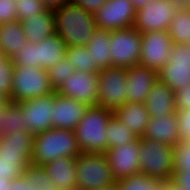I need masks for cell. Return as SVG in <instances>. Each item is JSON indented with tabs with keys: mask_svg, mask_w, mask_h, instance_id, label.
<instances>
[{
	"mask_svg": "<svg viewBox=\"0 0 190 190\" xmlns=\"http://www.w3.org/2000/svg\"><path fill=\"white\" fill-rule=\"evenodd\" d=\"M21 23L26 39L29 42H41L56 32L54 12L51 10L26 18Z\"/></svg>",
	"mask_w": 190,
	"mask_h": 190,
	"instance_id": "cb8c5ba5",
	"label": "cell"
},
{
	"mask_svg": "<svg viewBox=\"0 0 190 190\" xmlns=\"http://www.w3.org/2000/svg\"><path fill=\"white\" fill-rule=\"evenodd\" d=\"M65 58L71 62L73 68L81 72L98 71L92 65V57L86 46L67 47Z\"/></svg>",
	"mask_w": 190,
	"mask_h": 190,
	"instance_id": "4dcf8cb0",
	"label": "cell"
},
{
	"mask_svg": "<svg viewBox=\"0 0 190 190\" xmlns=\"http://www.w3.org/2000/svg\"><path fill=\"white\" fill-rule=\"evenodd\" d=\"M9 190H32V185L21 176L12 181Z\"/></svg>",
	"mask_w": 190,
	"mask_h": 190,
	"instance_id": "7bdbcfd3",
	"label": "cell"
},
{
	"mask_svg": "<svg viewBox=\"0 0 190 190\" xmlns=\"http://www.w3.org/2000/svg\"><path fill=\"white\" fill-rule=\"evenodd\" d=\"M17 9L15 0H0V24L4 22H16Z\"/></svg>",
	"mask_w": 190,
	"mask_h": 190,
	"instance_id": "74e56055",
	"label": "cell"
},
{
	"mask_svg": "<svg viewBox=\"0 0 190 190\" xmlns=\"http://www.w3.org/2000/svg\"><path fill=\"white\" fill-rule=\"evenodd\" d=\"M12 181L9 179H0V190H9V186H11Z\"/></svg>",
	"mask_w": 190,
	"mask_h": 190,
	"instance_id": "7dc6e473",
	"label": "cell"
},
{
	"mask_svg": "<svg viewBox=\"0 0 190 190\" xmlns=\"http://www.w3.org/2000/svg\"><path fill=\"white\" fill-rule=\"evenodd\" d=\"M26 133L22 123V109L14 102L8 101L4 105L1 116L0 135H13V133Z\"/></svg>",
	"mask_w": 190,
	"mask_h": 190,
	"instance_id": "83f0119b",
	"label": "cell"
},
{
	"mask_svg": "<svg viewBox=\"0 0 190 190\" xmlns=\"http://www.w3.org/2000/svg\"><path fill=\"white\" fill-rule=\"evenodd\" d=\"M135 9L139 10L141 9L144 5H146L148 2L152 0H131Z\"/></svg>",
	"mask_w": 190,
	"mask_h": 190,
	"instance_id": "bcb514c9",
	"label": "cell"
},
{
	"mask_svg": "<svg viewBox=\"0 0 190 190\" xmlns=\"http://www.w3.org/2000/svg\"><path fill=\"white\" fill-rule=\"evenodd\" d=\"M88 106L66 96L56 93L53 109L52 128L75 130L87 111Z\"/></svg>",
	"mask_w": 190,
	"mask_h": 190,
	"instance_id": "d6986e66",
	"label": "cell"
},
{
	"mask_svg": "<svg viewBox=\"0 0 190 190\" xmlns=\"http://www.w3.org/2000/svg\"><path fill=\"white\" fill-rule=\"evenodd\" d=\"M140 173L160 180H170L174 174L175 147L140 138Z\"/></svg>",
	"mask_w": 190,
	"mask_h": 190,
	"instance_id": "5b68a950",
	"label": "cell"
},
{
	"mask_svg": "<svg viewBox=\"0 0 190 190\" xmlns=\"http://www.w3.org/2000/svg\"><path fill=\"white\" fill-rule=\"evenodd\" d=\"M75 71L76 69L72 67L71 62L66 58L47 69V74L53 89L56 91L69 75H72Z\"/></svg>",
	"mask_w": 190,
	"mask_h": 190,
	"instance_id": "d6a6232c",
	"label": "cell"
},
{
	"mask_svg": "<svg viewBox=\"0 0 190 190\" xmlns=\"http://www.w3.org/2000/svg\"><path fill=\"white\" fill-rule=\"evenodd\" d=\"M174 171L190 172V141L175 146Z\"/></svg>",
	"mask_w": 190,
	"mask_h": 190,
	"instance_id": "d590c367",
	"label": "cell"
},
{
	"mask_svg": "<svg viewBox=\"0 0 190 190\" xmlns=\"http://www.w3.org/2000/svg\"><path fill=\"white\" fill-rule=\"evenodd\" d=\"M110 45V31L97 29L86 47L92 57V65L100 71L112 67Z\"/></svg>",
	"mask_w": 190,
	"mask_h": 190,
	"instance_id": "484cf974",
	"label": "cell"
},
{
	"mask_svg": "<svg viewBox=\"0 0 190 190\" xmlns=\"http://www.w3.org/2000/svg\"><path fill=\"white\" fill-rule=\"evenodd\" d=\"M137 10L131 0H107L101 9L95 12L98 29L119 30L134 25Z\"/></svg>",
	"mask_w": 190,
	"mask_h": 190,
	"instance_id": "9a60e30c",
	"label": "cell"
},
{
	"mask_svg": "<svg viewBox=\"0 0 190 190\" xmlns=\"http://www.w3.org/2000/svg\"><path fill=\"white\" fill-rule=\"evenodd\" d=\"M34 136L30 132L0 135V157L8 161H19L25 168L32 164Z\"/></svg>",
	"mask_w": 190,
	"mask_h": 190,
	"instance_id": "ac0fdd59",
	"label": "cell"
},
{
	"mask_svg": "<svg viewBox=\"0 0 190 190\" xmlns=\"http://www.w3.org/2000/svg\"><path fill=\"white\" fill-rule=\"evenodd\" d=\"M107 0H71L76 5H79L82 9L94 13L102 8Z\"/></svg>",
	"mask_w": 190,
	"mask_h": 190,
	"instance_id": "60d3db41",
	"label": "cell"
},
{
	"mask_svg": "<svg viewBox=\"0 0 190 190\" xmlns=\"http://www.w3.org/2000/svg\"><path fill=\"white\" fill-rule=\"evenodd\" d=\"M142 33L133 26L110 31L112 67H133L141 58Z\"/></svg>",
	"mask_w": 190,
	"mask_h": 190,
	"instance_id": "ba28073f",
	"label": "cell"
},
{
	"mask_svg": "<svg viewBox=\"0 0 190 190\" xmlns=\"http://www.w3.org/2000/svg\"><path fill=\"white\" fill-rule=\"evenodd\" d=\"M175 100V92L158 79L146 97L144 105L150 117H162V115L167 116L176 111Z\"/></svg>",
	"mask_w": 190,
	"mask_h": 190,
	"instance_id": "7402d4cb",
	"label": "cell"
},
{
	"mask_svg": "<svg viewBox=\"0 0 190 190\" xmlns=\"http://www.w3.org/2000/svg\"><path fill=\"white\" fill-rule=\"evenodd\" d=\"M27 39L20 21L0 24V53L12 58Z\"/></svg>",
	"mask_w": 190,
	"mask_h": 190,
	"instance_id": "d4e9b609",
	"label": "cell"
},
{
	"mask_svg": "<svg viewBox=\"0 0 190 190\" xmlns=\"http://www.w3.org/2000/svg\"><path fill=\"white\" fill-rule=\"evenodd\" d=\"M159 79L174 92L190 85V43L173 45L168 62L159 71Z\"/></svg>",
	"mask_w": 190,
	"mask_h": 190,
	"instance_id": "5bb4252c",
	"label": "cell"
},
{
	"mask_svg": "<svg viewBox=\"0 0 190 190\" xmlns=\"http://www.w3.org/2000/svg\"><path fill=\"white\" fill-rule=\"evenodd\" d=\"M140 138L120 147L108 149L105 153L115 181L140 174Z\"/></svg>",
	"mask_w": 190,
	"mask_h": 190,
	"instance_id": "2e32d148",
	"label": "cell"
},
{
	"mask_svg": "<svg viewBox=\"0 0 190 190\" xmlns=\"http://www.w3.org/2000/svg\"><path fill=\"white\" fill-rule=\"evenodd\" d=\"M16 9L17 19L20 22L26 18L38 15L47 10L41 0H17Z\"/></svg>",
	"mask_w": 190,
	"mask_h": 190,
	"instance_id": "e575fe53",
	"label": "cell"
},
{
	"mask_svg": "<svg viewBox=\"0 0 190 190\" xmlns=\"http://www.w3.org/2000/svg\"><path fill=\"white\" fill-rule=\"evenodd\" d=\"M8 101V98L0 92V106H4Z\"/></svg>",
	"mask_w": 190,
	"mask_h": 190,
	"instance_id": "f907efd6",
	"label": "cell"
},
{
	"mask_svg": "<svg viewBox=\"0 0 190 190\" xmlns=\"http://www.w3.org/2000/svg\"><path fill=\"white\" fill-rule=\"evenodd\" d=\"M4 106H0V126H1V116L3 113Z\"/></svg>",
	"mask_w": 190,
	"mask_h": 190,
	"instance_id": "816d5d0a",
	"label": "cell"
},
{
	"mask_svg": "<svg viewBox=\"0 0 190 190\" xmlns=\"http://www.w3.org/2000/svg\"><path fill=\"white\" fill-rule=\"evenodd\" d=\"M66 49L64 40L55 32L38 43L27 41L23 44L21 51H17L11 59L14 67L28 65L49 69L65 58Z\"/></svg>",
	"mask_w": 190,
	"mask_h": 190,
	"instance_id": "277c9868",
	"label": "cell"
},
{
	"mask_svg": "<svg viewBox=\"0 0 190 190\" xmlns=\"http://www.w3.org/2000/svg\"><path fill=\"white\" fill-rule=\"evenodd\" d=\"M113 114L138 138H142L151 118L144 103L140 102H126L116 108Z\"/></svg>",
	"mask_w": 190,
	"mask_h": 190,
	"instance_id": "603a6c76",
	"label": "cell"
},
{
	"mask_svg": "<svg viewBox=\"0 0 190 190\" xmlns=\"http://www.w3.org/2000/svg\"><path fill=\"white\" fill-rule=\"evenodd\" d=\"M77 190H97L115 183L103 153L81 152L76 157Z\"/></svg>",
	"mask_w": 190,
	"mask_h": 190,
	"instance_id": "52a82bcc",
	"label": "cell"
},
{
	"mask_svg": "<svg viewBox=\"0 0 190 190\" xmlns=\"http://www.w3.org/2000/svg\"><path fill=\"white\" fill-rule=\"evenodd\" d=\"M127 68L109 67L99 71V105L110 110L123 106L126 97Z\"/></svg>",
	"mask_w": 190,
	"mask_h": 190,
	"instance_id": "8fae6325",
	"label": "cell"
},
{
	"mask_svg": "<svg viewBox=\"0 0 190 190\" xmlns=\"http://www.w3.org/2000/svg\"><path fill=\"white\" fill-rule=\"evenodd\" d=\"M25 167L19 161H8L0 157V179L11 181L22 176Z\"/></svg>",
	"mask_w": 190,
	"mask_h": 190,
	"instance_id": "8d00e7d4",
	"label": "cell"
},
{
	"mask_svg": "<svg viewBox=\"0 0 190 190\" xmlns=\"http://www.w3.org/2000/svg\"><path fill=\"white\" fill-rule=\"evenodd\" d=\"M167 32L175 45L190 43V6H180L169 23Z\"/></svg>",
	"mask_w": 190,
	"mask_h": 190,
	"instance_id": "4316f807",
	"label": "cell"
},
{
	"mask_svg": "<svg viewBox=\"0 0 190 190\" xmlns=\"http://www.w3.org/2000/svg\"><path fill=\"white\" fill-rule=\"evenodd\" d=\"M80 153L74 131L51 128L34 136L31 161L43 166L57 158H76Z\"/></svg>",
	"mask_w": 190,
	"mask_h": 190,
	"instance_id": "7a4b0ae2",
	"label": "cell"
},
{
	"mask_svg": "<svg viewBox=\"0 0 190 190\" xmlns=\"http://www.w3.org/2000/svg\"><path fill=\"white\" fill-rule=\"evenodd\" d=\"M43 168L52 183L61 190H77L76 158H57Z\"/></svg>",
	"mask_w": 190,
	"mask_h": 190,
	"instance_id": "44dd1931",
	"label": "cell"
},
{
	"mask_svg": "<svg viewBox=\"0 0 190 190\" xmlns=\"http://www.w3.org/2000/svg\"><path fill=\"white\" fill-rule=\"evenodd\" d=\"M22 177L31 183L32 190H61L52 183L43 166L30 164L24 169Z\"/></svg>",
	"mask_w": 190,
	"mask_h": 190,
	"instance_id": "f546056e",
	"label": "cell"
},
{
	"mask_svg": "<svg viewBox=\"0 0 190 190\" xmlns=\"http://www.w3.org/2000/svg\"><path fill=\"white\" fill-rule=\"evenodd\" d=\"M97 190H118V187H117V184L115 182V183L111 184L110 186L102 187V188L97 189Z\"/></svg>",
	"mask_w": 190,
	"mask_h": 190,
	"instance_id": "681fc988",
	"label": "cell"
},
{
	"mask_svg": "<svg viewBox=\"0 0 190 190\" xmlns=\"http://www.w3.org/2000/svg\"><path fill=\"white\" fill-rule=\"evenodd\" d=\"M172 180L183 190H190V172L174 171Z\"/></svg>",
	"mask_w": 190,
	"mask_h": 190,
	"instance_id": "b9f144b4",
	"label": "cell"
},
{
	"mask_svg": "<svg viewBox=\"0 0 190 190\" xmlns=\"http://www.w3.org/2000/svg\"><path fill=\"white\" fill-rule=\"evenodd\" d=\"M54 12L56 33L64 40L67 47L86 46L98 29L94 13L69 2Z\"/></svg>",
	"mask_w": 190,
	"mask_h": 190,
	"instance_id": "6da1fadb",
	"label": "cell"
},
{
	"mask_svg": "<svg viewBox=\"0 0 190 190\" xmlns=\"http://www.w3.org/2000/svg\"><path fill=\"white\" fill-rule=\"evenodd\" d=\"M175 110L190 109V85L175 91Z\"/></svg>",
	"mask_w": 190,
	"mask_h": 190,
	"instance_id": "ab89813d",
	"label": "cell"
},
{
	"mask_svg": "<svg viewBox=\"0 0 190 190\" xmlns=\"http://www.w3.org/2000/svg\"><path fill=\"white\" fill-rule=\"evenodd\" d=\"M108 149L113 147H120L130 142L135 141L138 137L125 126L121 121L114 116L108 120V126L106 130Z\"/></svg>",
	"mask_w": 190,
	"mask_h": 190,
	"instance_id": "f1b7e54d",
	"label": "cell"
},
{
	"mask_svg": "<svg viewBox=\"0 0 190 190\" xmlns=\"http://www.w3.org/2000/svg\"><path fill=\"white\" fill-rule=\"evenodd\" d=\"M99 71L76 70L55 91L56 93L82 102L87 106L99 105Z\"/></svg>",
	"mask_w": 190,
	"mask_h": 190,
	"instance_id": "7c38bea8",
	"label": "cell"
},
{
	"mask_svg": "<svg viewBox=\"0 0 190 190\" xmlns=\"http://www.w3.org/2000/svg\"><path fill=\"white\" fill-rule=\"evenodd\" d=\"M10 102L19 103L55 92L47 74V69L14 67Z\"/></svg>",
	"mask_w": 190,
	"mask_h": 190,
	"instance_id": "8992f818",
	"label": "cell"
},
{
	"mask_svg": "<svg viewBox=\"0 0 190 190\" xmlns=\"http://www.w3.org/2000/svg\"><path fill=\"white\" fill-rule=\"evenodd\" d=\"M159 79V72L136 65L127 68L126 97L127 102L144 103L151 88Z\"/></svg>",
	"mask_w": 190,
	"mask_h": 190,
	"instance_id": "e0dca14e",
	"label": "cell"
},
{
	"mask_svg": "<svg viewBox=\"0 0 190 190\" xmlns=\"http://www.w3.org/2000/svg\"><path fill=\"white\" fill-rule=\"evenodd\" d=\"M142 139L161 142L175 147L182 139L179 135L176 111L162 117H151Z\"/></svg>",
	"mask_w": 190,
	"mask_h": 190,
	"instance_id": "ffe728a7",
	"label": "cell"
},
{
	"mask_svg": "<svg viewBox=\"0 0 190 190\" xmlns=\"http://www.w3.org/2000/svg\"><path fill=\"white\" fill-rule=\"evenodd\" d=\"M179 6H190V0H173Z\"/></svg>",
	"mask_w": 190,
	"mask_h": 190,
	"instance_id": "c3c4849f",
	"label": "cell"
},
{
	"mask_svg": "<svg viewBox=\"0 0 190 190\" xmlns=\"http://www.w3.org/2000/svg\"><path fill=\"white\" fill-rule=\"evenodd\" d=\"M56 92L17 103L22 109V123L33 136L52 128Z\"/></svg>",
	"mask_w": 190,
	"mask_h": 190,
	"instance_id": "9c48e42d",
	"label": "cell"
},
{
	"mask_svg": "<svg viewBox=\"0 0 190 190\" xmlns=\"http://www.w3.org/2000/svg\"><path fill=\"white\" fill-rule=\"evenodd\" d=\"M118 190H160V179L143 174L133 175L116 181Z\"/></svg>",
	"mask_w": 190,
	"mask_h": 190,
	"instance_id": "1f68e13d",
	"label": "cell"
},
{
	"mask_svg": "<svg viewBox=\"0 0 190 190\" xmlns=\"http://www.w3.org/2000/svg\"><path fill=\"white\" fill-rule=\"evenodd\" d=\"M14 63L10 57L0 53V92L10 101Z\"/></svg>",
	"mask_w": 190,
	"mask_h": 190,
	"instance_id": "836d02e7",
	"label": "cell"
},
{
	"mask_svg": "<svg viewBox=\"0 0 190 190\" xmlns=\"http://www.w3.org/2000/svg\"><path fill=\"white\" fill-rule=\"evenodd\" d=\"M179 135L183 141L190 140V109L176 111Z\"/></svg>",
	"mask_w": 190,
	"mask_h": 190,
	"instance_id": "f35d334b",
	"label": "cell"
},
{
	"mask_svg": "<svg viewBox=\"0 0 190 190\" xmlns=\"http://www.w3.org/2000/svg\"><path fill=\"white\" fill-rule=\"evenodd\" d=\"M160 190H183L179 185H177L172 179L160 180Z\"/></svg>",
	"mask_w": 190,
	"mask_h": 190,
	"instance_id": "f6af8a7d",
	"label": "cell"
},
{
	"mask_svg": "<svg viewBox=\"0 0 190 190\" xmlns=\"http://www.w3.org/2000/svg\"><path fill=\"white\" fill-rule=\"evenodd\" d=\"M173 45L166 30L142 33L139 65L159 72L168 62Z\"/></svg>",
	"mask_w": 190,
	"mask_h": 190,
	"instance_id": "4fadbf2b",
	"label": "cell"
},
{
	"mask_svg": "<svg viewBox=\"0 0 190 190\" xmlns=\"http://www.w3.org/2000/svg\"><path fill=\"white\" fill-rule=\"evenodd\" d=\"M43 2L44 7L47 10L54 11L63 5L71 2V0H41Z\"/></svg>",
	"mask_w": 190,
	"mask_h": 190,
	"instance_id": "ee69618b",
	"label": "cell"
},
{
	"mask_svg": "<svg viewBox=\"0 0 190 190\" xmlns=\"http://www.w3.org/2000/svg\"><path fill=\"white\" fill-rule=\"evenodd\" d=\"M179 7L173 0H152L137 10L133 27L141 33L167 31Z\"/></svg>",
	"mask_w": 190,
	"mask_h": 190,
	"instance_id": "30bf717a",
	"label": "cell"
},
{
	"mask_svg": "<svg viewBox=\"0 0 190 190\" xmlns=\"http://www.w3.org/2000/svg\"><path fill=\"white\" fill-rule=\"evenodd\" d=\"M113 110L100 105L88 106L74 133L81 152L103 153L108 150L106 130Z\"/></svg>",
	"mask_w": 190,
	"mask_h": 190,
	"instance_id": "3957f363",
	"label": "cell"
}]
</instances>
